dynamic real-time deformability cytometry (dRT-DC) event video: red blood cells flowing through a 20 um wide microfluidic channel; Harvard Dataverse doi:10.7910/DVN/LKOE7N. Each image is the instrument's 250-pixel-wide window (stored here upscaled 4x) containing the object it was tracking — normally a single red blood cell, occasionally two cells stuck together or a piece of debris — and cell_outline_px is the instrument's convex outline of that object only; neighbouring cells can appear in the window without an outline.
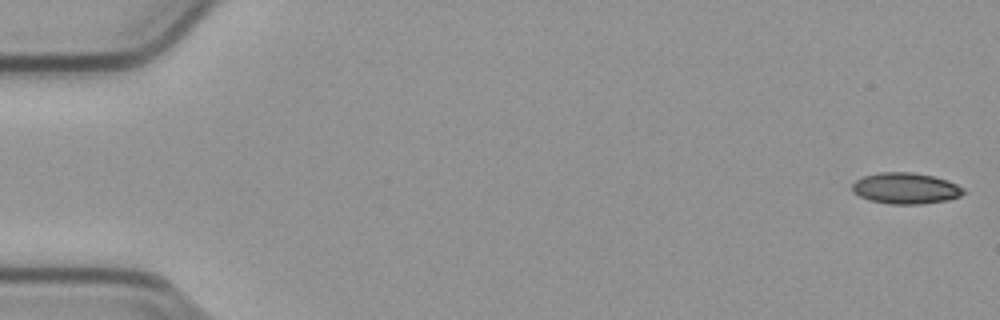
{"species": "common noctule bat (a hibernating species)", "species_latin": "Nyctalus noctula", "temperature_condition": "cold", "stored_images_in_passage": 54, "camera_frame_rate_fps": 3000, "um_per_image_px": 0.085, "animal": {"sex": "male", "body_mass_g": 23.1, "forearm_length_mm": 52.7}, "frame": {"image": 1, "passage_image": 1, "time_ms": 0.0, "image_size_px": [1000, 320], "cell_outline_px": [[964, 192], [960, 196], [948, 200], [920, 204], [892, 204], [868, 200], [852, 192], [852, 184], [856, 180], [864, 176], [880, 172], [912, 172], [932, 176], [948, 180], [964, 188]], "centroid_in_image_um": [76.97, 16.01], "position_along_channel_um": 8.0, "area_um2": 20.17}}
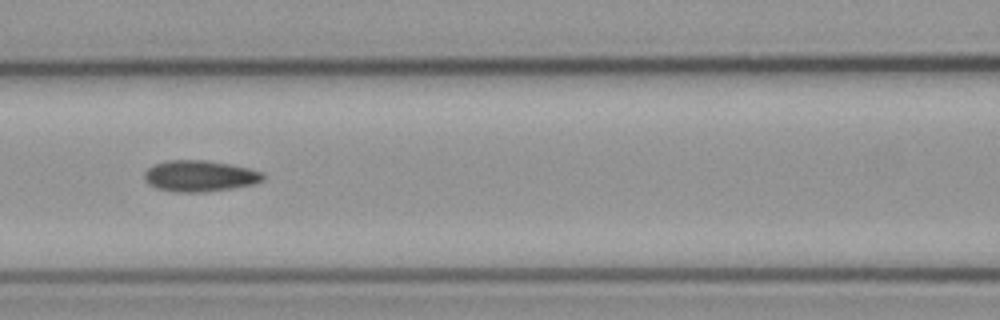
{"frame": {"image": 2, "passage_image": 24, "time_ms": 7.667, "image_size_px": [1000, 320], "cell_outline_px": [[264, 180], [252, 184], [232, 188], [204, 192], [176, 192], [156, 188], [148, 184], [144, 180], [144, 172], [148, 168], [156, 164], [168, 160], [204, 160], [228, 164], [248, 168], [264, 172]], "centroid_in_image_um": [16.96, 14.96], "position_along_channel_um": 149.6, "area_um2": 21.5}}
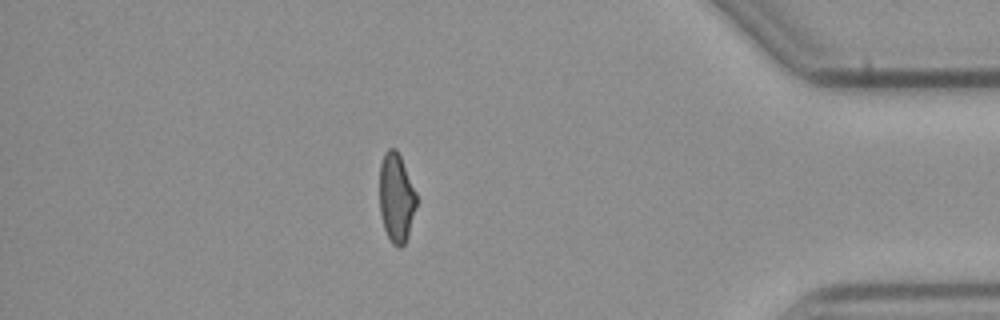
{"frame": {"image": 3, "passage_image": 47, "time_ms": 15.333, "image_size_px": [1000, 320], "cell_outline_px": [[416, 208], [408, 236], [404, 244], [400, 248], [396, 248], [392, 244], [384, 228], [380, 212], [380, 164], [384, 152], [388, 148], [396, 148], [400, 156], [416, 192]], "centroid_in_image_um": [33.68, 16.82], "position_along_channel_um": 401.5, "area_um2": 19.19}, "authors_computed_cell_mechanics": {"area_um2": 20.5479, "velocity_mm_per_s": 3.81, "shape_relaxation_time_tau1_ms": 8.7993, "shape_relaxation_time_tau2_ms": 2.6262, "deformation_change_tau1": 0.1657, "deformation_change_tau2": 0.0741}}